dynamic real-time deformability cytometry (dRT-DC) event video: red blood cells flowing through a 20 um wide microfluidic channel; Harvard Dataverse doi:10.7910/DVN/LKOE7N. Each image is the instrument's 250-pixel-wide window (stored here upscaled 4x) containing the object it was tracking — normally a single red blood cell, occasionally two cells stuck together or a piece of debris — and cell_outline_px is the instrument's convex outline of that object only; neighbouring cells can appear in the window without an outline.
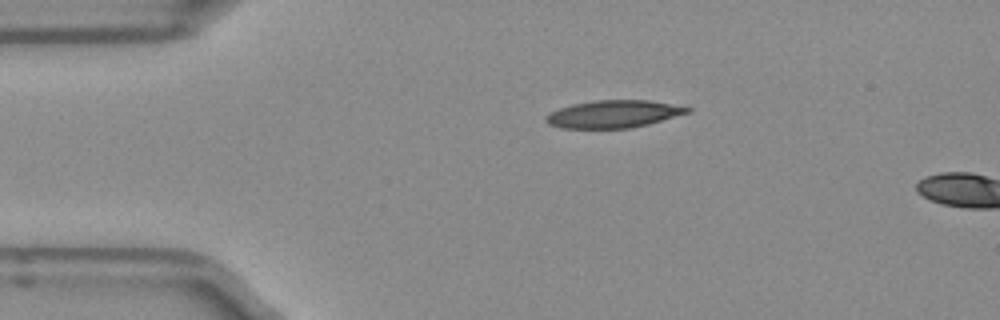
{"species": "Egyptian fruit bat (a non-hibernating species)", "species_latin": "Rousettus aegyptiacus", "temperature_condition": "room temperature", "stored_images_in_passage": 3, "camera_frame_rate_fps": 3000, "um_per_image_px": 0.085, "frame": {"image": 1, "passage_image": 1, "time_ms": 0.0, "image_size_px": [1000, 320], "cell_outline_px": [[692, 108], [688, 112], [648, 124], [628, 128], [560, 128], [548, 124], [544, 120], [544, 116], [560, 108], [572, 104], [596, 100], [648, 100]], "centroid_in_image_um": [52.08, 9.69], "position_along_channel_um": 32.9, "area_um2": 22.37}}